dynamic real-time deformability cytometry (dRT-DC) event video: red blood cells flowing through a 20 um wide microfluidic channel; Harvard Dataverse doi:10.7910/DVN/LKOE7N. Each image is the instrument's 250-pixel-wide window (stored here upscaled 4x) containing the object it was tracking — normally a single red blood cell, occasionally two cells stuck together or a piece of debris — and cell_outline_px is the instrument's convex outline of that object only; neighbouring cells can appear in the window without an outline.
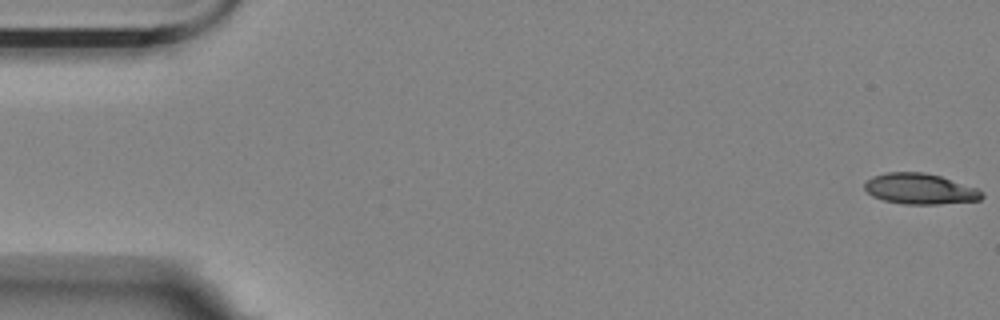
{"species": "Egyptian fruit bat (a non-hibernating species)", "species_latin": "Rousettus aegyptiacus", "temperature_condition": "room temperature", "stored_images_in_passage": 5, "camera_frame_rate_fps": 3000, "um_per_image_px": 0.085, "animal": {"sex": "female"}, "frame": {"image": 1, "passage_image": 1, "time_ms": 0.0, "image_size_px": [1000, 320], "cell_outline_px": [[984, 196], [980, 200], [940, 204], [904, 204], [884, 200], [872, 196], [864, 188], [864, 184], [872, 176], [884, 172], [924, 172], [940, 176], [976, 188], [984, 192]], "centroid_in_image_um": [78.19, 16.05], "position_along_channel_um": 6.8, "area_um2": 20.98}}
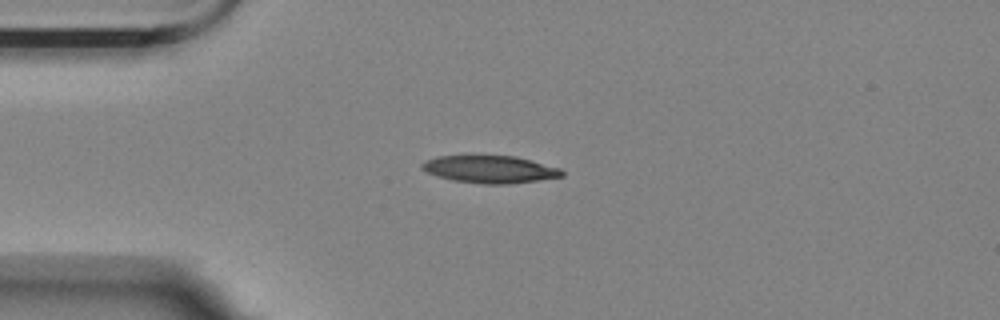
{"frame": {"image": 2, "passage_image": 5, "time_ms": 1.333, "image_size_px": [1000, 320], "cell_outline_px": [[564, 176], [508, 184], [484, 184], [452, 180], [428, 172], [420, 168], [420, 164], [424, 160], [436, 156], [516, 156], [560, 168], [564, 172]], "centroid_in_image_um": [41.63, 14.38], "position_along_channel_um": 43.4, "area_um2": 22.2}}